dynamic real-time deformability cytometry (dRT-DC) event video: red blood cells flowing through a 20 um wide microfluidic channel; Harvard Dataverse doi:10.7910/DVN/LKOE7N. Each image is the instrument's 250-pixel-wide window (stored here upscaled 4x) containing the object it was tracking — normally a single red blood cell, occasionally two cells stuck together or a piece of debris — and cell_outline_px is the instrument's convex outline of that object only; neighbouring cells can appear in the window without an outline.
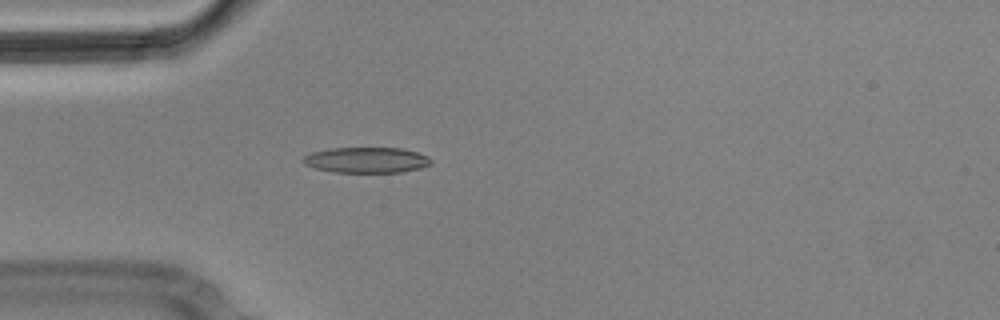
{"species": "Egyptian fruit bat (a non-hibernating species)", "species_latin": "Rousettus aegyptiacus", "temperature_condition": "cold", "stored_images_in_passage": 4, "camera_frame_rate_fps": 3000, "um_per_image_px": 0.085, "animal": {"sex": "male"}, "frame": {"image": 1, "passage_image": 4, "time_ms": 1.0, "image_size_px": [1000, 320], "cell_outline_px": [[432, 164], [420, 168], [400, 172], [332, 172], [316, 168], [304, 164], [300, 160], [308, 152], [332, 148], [404, 148], [428, 156], [432, 160]], "centroid_in_image_um": [31.13, 13.6], "position_along_channel_um": 53.9, "area_um2": 19.25}}